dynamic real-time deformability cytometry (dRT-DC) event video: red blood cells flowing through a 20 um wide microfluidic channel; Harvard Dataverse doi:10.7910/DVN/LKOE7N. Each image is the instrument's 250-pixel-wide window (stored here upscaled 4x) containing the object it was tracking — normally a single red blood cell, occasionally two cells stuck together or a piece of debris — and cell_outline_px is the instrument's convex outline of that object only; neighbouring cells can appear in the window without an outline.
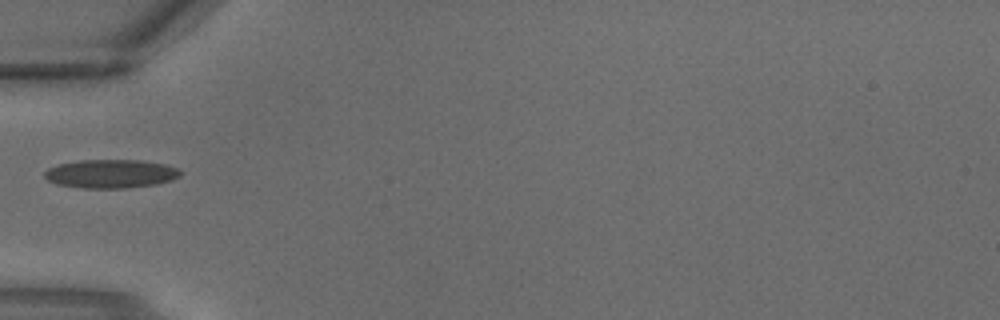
{"species": "common noctule bat (a hibernating species)", "species_latin": "Nyctalus noctula", "temperature_condition": "warm", "stored_images_in_passage": 1, "camera_frame_rate_fps": 3000, "um_per_image_px": 0.085, "animal": {"sex": "male", "body_mass_g": 18.8}, "frame": {"image": 1, "passage_image": 1, "time_ms": 0.0, "image_size_px": [1000, 320], "cell_outline_px": [[184, 172], [180, 176], [172, 180], [156, 184], [124, 188], [84, 188], [56, 184], [48, 180], [44, 176], [44, 172], [48, 168], [60, 164], [80, 160], [140, 160], [164, 164], [180, 168]], "centroid_in_image_um": [9.46, 14.77], "position_along_channel_um": 75.5, "area_um2": 22.72}}